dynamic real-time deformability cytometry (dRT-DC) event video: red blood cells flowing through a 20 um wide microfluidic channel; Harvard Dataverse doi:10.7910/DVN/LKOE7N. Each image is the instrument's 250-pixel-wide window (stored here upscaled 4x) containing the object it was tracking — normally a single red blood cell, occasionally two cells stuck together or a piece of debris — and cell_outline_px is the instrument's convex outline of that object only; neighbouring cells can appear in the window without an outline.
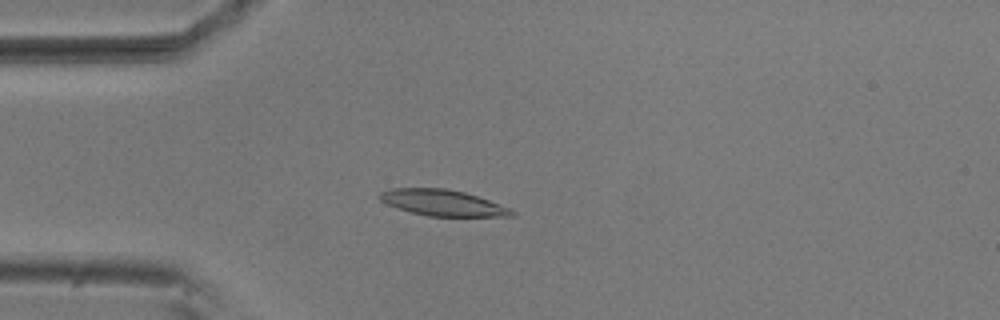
{"species": "common noctule bat (a hibernating species)", "species_latin": "Nyctalus noctula", "temperature_condition": "room temperature", "stored_images_in_passage": 5, "camera_frame_rate_fps": 3000, "um_per_image_px": 0.085, "animal": {"sex": "male", "body_mass_g": 20.5, "forearm_length_mm": 52.5}, "frame": {"image": 1, "passage_image": 4, "time_ms": 1.0, "image_size_px": [1000, 320], "cell_outline_px": [[516, 216], [428, 216], [412, 212], [388, 204], [380, 200], [380, 192], [392, 188], [444, 188], [464, 192], [488, 200], [508, 208], [516, 212]], "centroid_in_image_um": [37.63, 17.23], "position_along_channel_um": 47.4, "area_um2": 19.65}}